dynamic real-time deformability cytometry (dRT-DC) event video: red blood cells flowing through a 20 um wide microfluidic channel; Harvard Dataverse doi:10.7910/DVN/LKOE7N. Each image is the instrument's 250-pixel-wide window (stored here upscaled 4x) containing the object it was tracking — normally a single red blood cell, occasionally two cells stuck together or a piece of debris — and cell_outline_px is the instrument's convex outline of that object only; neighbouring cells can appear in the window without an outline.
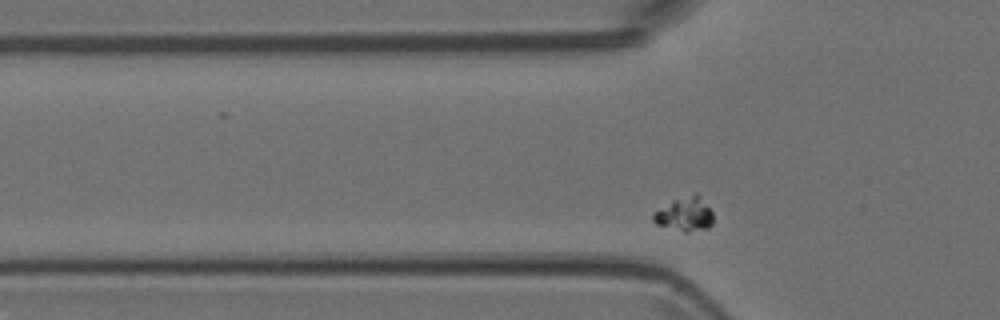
{"species": "Egyptian fruit bat (a non-hibernating species)", "species_latin": "Rousettus aegyptiacus", "temperature_condition": "room temperature", "stored_images_in_passage": 5, "camera_frame_rate_fps": 3000, "um_per_image_px": 0.085, "animal": {"sex": "female"}, "frame": {"image": 1, "passage_image": 2, "time_ms": 1.333, "image_size_px": [1000, 320], "cell_outline_px": [[712, 224], [708, 228], [688, 232], [684, 232], [656, 224], [652, 220], [652, 216], [656, 212], [672, 200], [696, 192], [712, 212]], "centroid_in_image_um": [58.21, 18.22], "position_along_channel_um": 67.6, "area_um2": 11.68}}
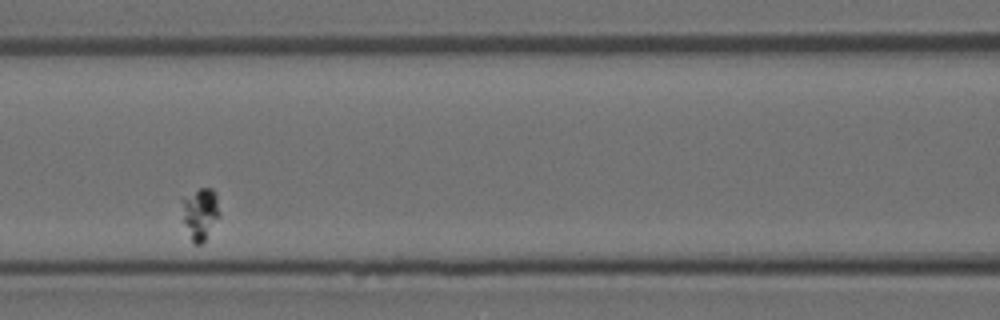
{"frame": {"image": 2, "passage_image": 4, "time_ms": 3.667, "image_size_px": [1000, 320], "cell_outline_px": [[220, 216], [204, 240], [200, 244], [196, 244], [192, 240], [184, 220], [180, 200], [184, 196], [200, 188], [212, 188], [216, 192], [220, 212]], "centroid_in_image_um": [17.03, 18.09], "position_along_channel_um": 149.6, "area_um2": 11.21}}
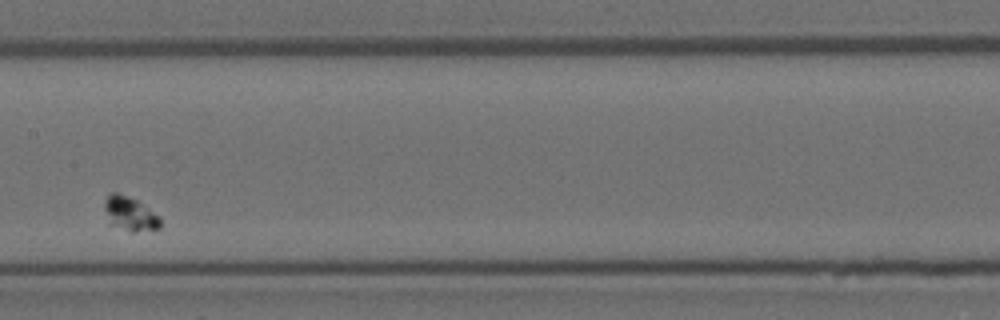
{"frame": {"image": 3, "passage_image": 5, "time_ms": 5.0, "image_size_px": [1000, 320], "cell_outline_px": [[160, 228], [132, 232], [108, 224], [104, 208], [104, 204], [108, 192], [116, 192], [136, 200], [152, 212], [160, 220]], "centroid_in_image_um": [10.96, 18.17], "position_along_channel_um": 196.4, "area_um2": 10.87}}